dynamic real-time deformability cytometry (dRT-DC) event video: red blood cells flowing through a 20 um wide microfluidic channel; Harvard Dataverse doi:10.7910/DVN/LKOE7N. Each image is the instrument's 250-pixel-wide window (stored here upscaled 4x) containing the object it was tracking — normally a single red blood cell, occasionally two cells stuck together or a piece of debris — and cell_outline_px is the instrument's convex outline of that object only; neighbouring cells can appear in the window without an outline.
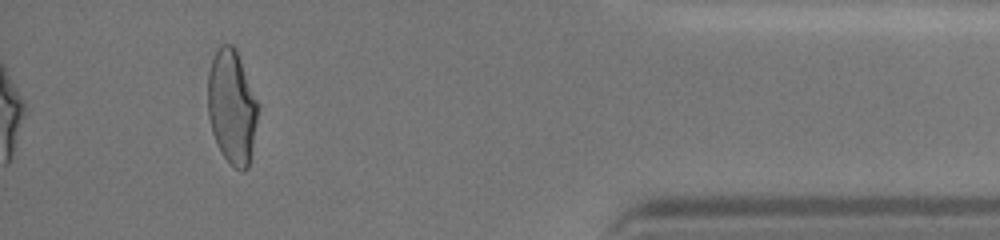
{"species": "human", "species_latin": "Homo sapiens", "temperature_condition": "cold", "stored_images_in_passage": 41, "camera_frame_rate_fps": 3000, "um_per_image_px": 0.085, "donor": {"sex": "female"}, "frame": {"image": 1, "passage_image": 41, "time_ms": 13.333, "image_size_px": [1000, 240], "cell_outline_px": [[260, 104], [248, 168], [244, 172], [240, 172], [224, 156], [212, 132], [208, 116], [208, 72], [212, 56], [216, 48], [220, 44], [232, 44], [236, 48]], "centroid_in_image_um": [19.72, 9.01], "position_along_channel_um": 415.5, "area_um2": 33.7}, "authors_computed_cell_mechanics": {"area_um2": 33.6974, "velocity_mm_per_s": 3.6554, "shape_relaxation_time_tau1_ms": 6.2182, "shape_relaxation_time_tau2_ms": 1.2145, "deformation_change_tau1": 0.1693, "deformation_change_tau2": 0.0598}}